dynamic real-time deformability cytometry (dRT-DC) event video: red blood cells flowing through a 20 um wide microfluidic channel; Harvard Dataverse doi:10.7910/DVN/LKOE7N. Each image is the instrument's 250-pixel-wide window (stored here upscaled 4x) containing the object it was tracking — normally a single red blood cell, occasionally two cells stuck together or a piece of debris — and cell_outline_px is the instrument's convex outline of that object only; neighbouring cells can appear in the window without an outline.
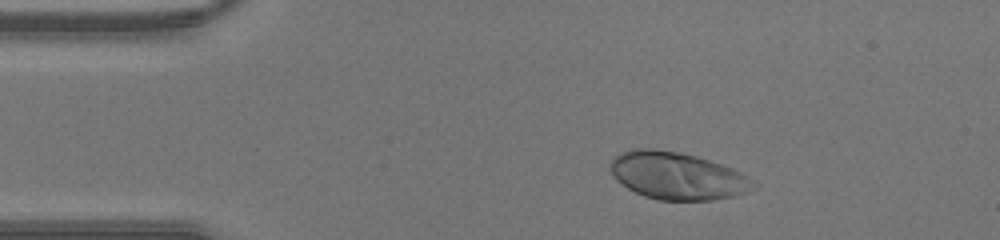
{"species": "human", "species_latin": "Homo sapiens", "temperature_condition": "warm", "stored_images_in_passage": 34, "camera_frame_rate_fps": 3000, "um_per_image_px": 0.085, "donor": {"sex": "male"}, "frame": {"image": 1, "passage_image": 5, "time_ms": 1.333, "image_size_px": [1000, 240], "cell_outline_px": [[756, 188], [748, 192], [732, 196], [712, 200], [660, 200], [644, 196], [628, 188], [616, 180], [608, 168], [608, 164], [620, 152], [632, 148], [652, 148], [680, 152], [696, 156], [732, 168], [748, 176]], "centroid_in_image_um": [57.52, 14.93], "position_along_channel_um": 27.5, "area_um2": 39.48}}
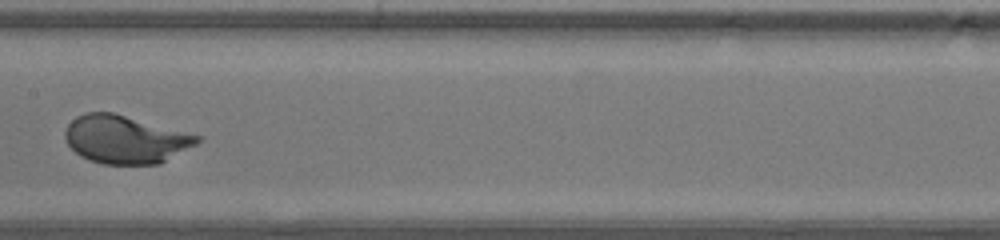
{"frame": {"image": 2, "passage_image": 20, "time_ms": 6.333, "image_size_px": [1000, 240], "cell_outline_px": [[200, 140], [196, 144], [160, 164], [104, 164], [88, 160], [80, 156], [68, 144], [64, 136], [64, 132], [68, 124], [76, 116], [84, 112], [112, 112], [200, 136]], "centroid_in_image_um": [10.61, 11.85], "position_along_channel_um": 196.8, "area_um2": 36.7}}
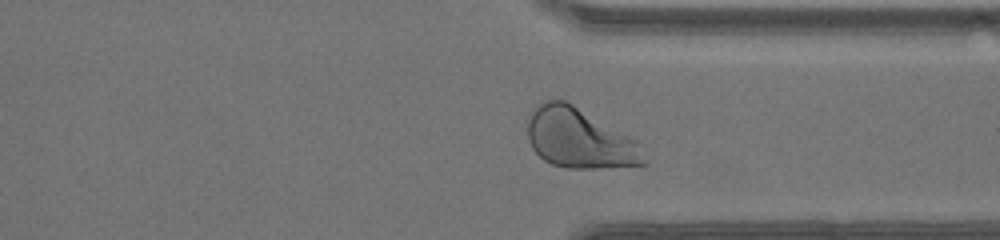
{"frame": {"image": 3, "passage_image": 31, "time_ms": 10.0, "image_size_px": [1000, 240], "cell_outline_px": [[648, 164], [596, 168], [568, 168], [552, 164], [544, 160], [532, 148], [528, 140], [528, 120], [532, 112], [544, 100], [564, 100], [572, 104], [636, 140], [648, 160]], "centroid_in_image_um": [49.26, 11.79], "position_along_channel_um": 362.1, "area_um2": 40.11}}